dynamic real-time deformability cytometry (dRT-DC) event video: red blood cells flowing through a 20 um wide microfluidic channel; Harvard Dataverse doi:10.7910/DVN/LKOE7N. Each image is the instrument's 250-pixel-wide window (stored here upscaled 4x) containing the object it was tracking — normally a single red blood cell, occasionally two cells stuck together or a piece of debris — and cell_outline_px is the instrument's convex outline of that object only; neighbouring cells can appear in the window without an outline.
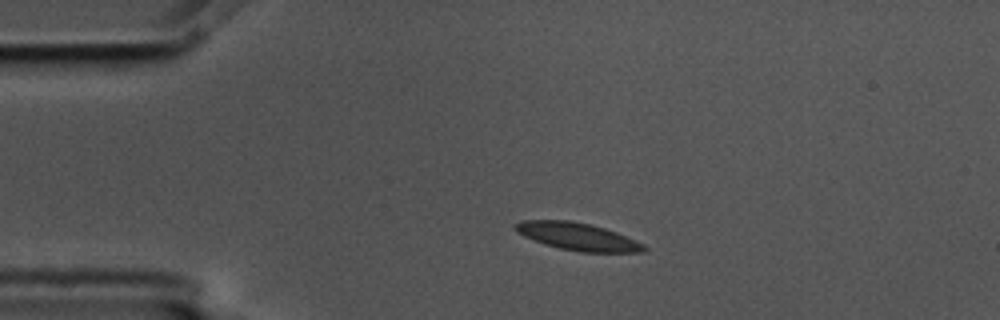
{"species": "common noctule bat (a hibernating species)", "species_latin": "Nyctalus noctula", "temperature_condition": "cold", "stored_images_in_passage": 38, "camera_frame_rate_fps": 3000, "um_per_image_px": 0.085, "animal": {"sex": "male", "body_mass_g": 17.5, "forearm_length_mm": 52.3}, "frame": {"image": 1, "passage_image": 1, "time_ms": 0.0, "image_size_px": [1000, 320], "cell_outline_px": [[648, 248], [644, 252], [580, 252], [560, 248], [544, 244], [524, 236], [516, 232], [512, 228], [512, 224], [520, 220], [568, 220], [588, 224], [604, 228], [616, 232], [644, 244]], "centroid_in_image_um": [49.04, 20.1], "position_along_channel_um": 36.0, "area_um2": 20.63}}
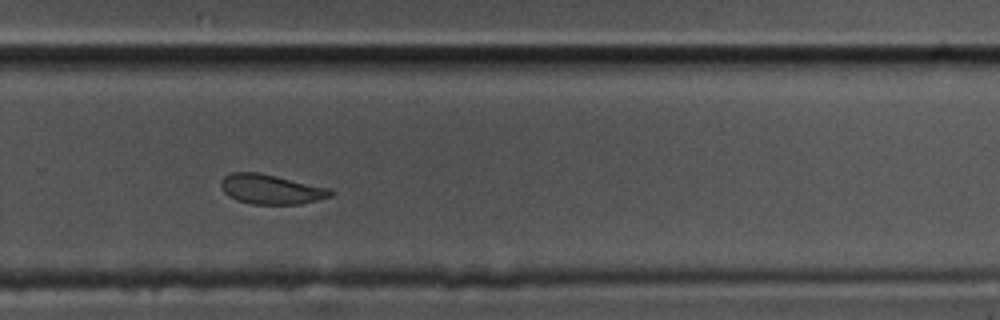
{"frame": {"image": 2, "passage_image": 27, "time_ms": 8.667, "image_size_px": [1000, 320], "cell_outline_px": [[336, 192], [332, 196], [300, 204], [252, 204], [236, 200], [228, 196], [224, 192], [220, 184], [220, 180], [224, 176], [232, 172], [256, 172], [276, 176], [332, 188]], "centroid_in_image_um": [23.05, 16.09], "position_along_channel_um": 306.7, "area_um2": 19.13}}
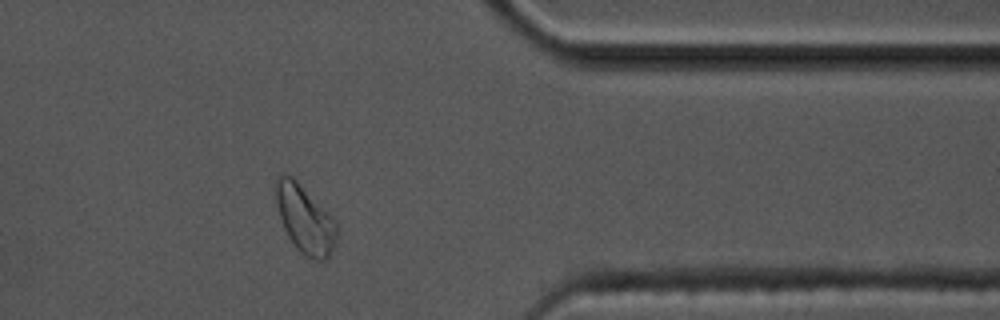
{"frame": {"image": 3, "passage_image": 35, "time_ms": 11.333, "image_size_px": [1000, 320], "cell_outline_px": [[336, 244], [328, 256], [324, 260], [316, 260], [300, 252], [288, 236], [284, 228], [280, 216], [276, 200], [276, 176], [284, 172], [292, 176], [336, 220]], "centroid_in_image_um": [25.92, 18.61], "position_along_channel_um": 385.5, "area_um2": 23.76}, "authors_computed_cell_mechanics": {"area_um2": 19.7387, "velocity_mm_per_s": 3.5372, "shape_relaxation_time_tau1_ms": 4.9431, "shape_relaxation_time_tau2_ms": 1.7422, "deformation_change_tau1": 0.1553, "deformation_change_tau2": 0.0602}}